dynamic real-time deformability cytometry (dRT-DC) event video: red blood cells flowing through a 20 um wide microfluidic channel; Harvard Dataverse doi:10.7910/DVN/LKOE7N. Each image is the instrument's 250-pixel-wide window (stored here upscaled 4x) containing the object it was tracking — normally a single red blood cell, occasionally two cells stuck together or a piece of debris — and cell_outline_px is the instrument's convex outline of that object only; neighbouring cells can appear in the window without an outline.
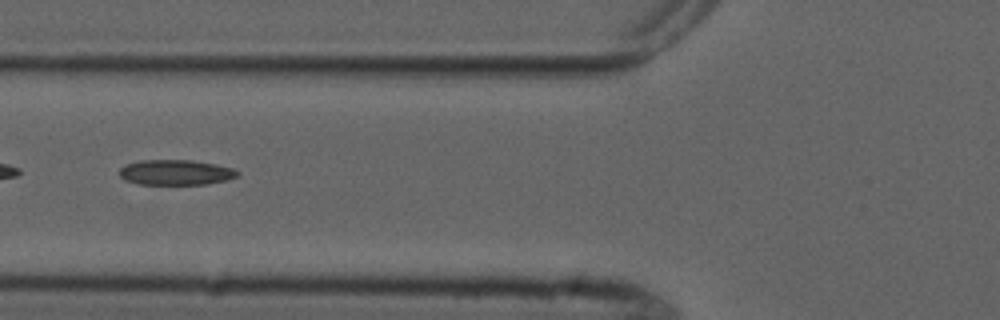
{"species": "common noctule bat (a hibernating species)", "species_latin": "Nyctalus noctula", "temperature_condition": "cold", "stored_images_in_passage": 8, "camera_frame_rate_fps": 3000, "um_per_image_px": 0.085, "animal": {"sex": "male", "forearm_length_mm": 52.5}, "frame": {"image": 1, "passage_image": 5, "time_ms": 4.667, "image_size_px": [1000, 320], "cell_outline_px": [[240, 172], [236, 176], [228, 180], [204, 184], [140, 184], [124, 180], [120, 176], [120, 168], [124, 164], [140, 160], [192, 160], [216, 164], [232, 168]], "centroid_in_image_um": [14.92, 14.64], "position_along_channel_um": 110.9, "area_um2": 17.4}}
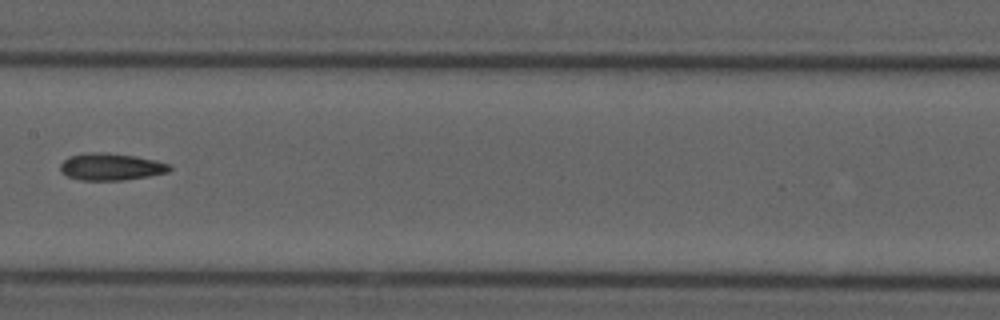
{"frame": {"image": 2, "passage_image": 7, "time_ms": 7.0, "image_size_px": [1000, 320], "cell_outline_px": [[172, 168], [168, 172], [148, 176], [124, 180], [80, 180], [68, 176], [60, 172], [60, 164], [68, 156], [88, 152], [108, 152], [136, 156], [156, 160], [172, 164]], "centroid_in_image_um": [9.44, 14.16], "position_along_channel_um": 198.0, "area_um2": 17.46}}
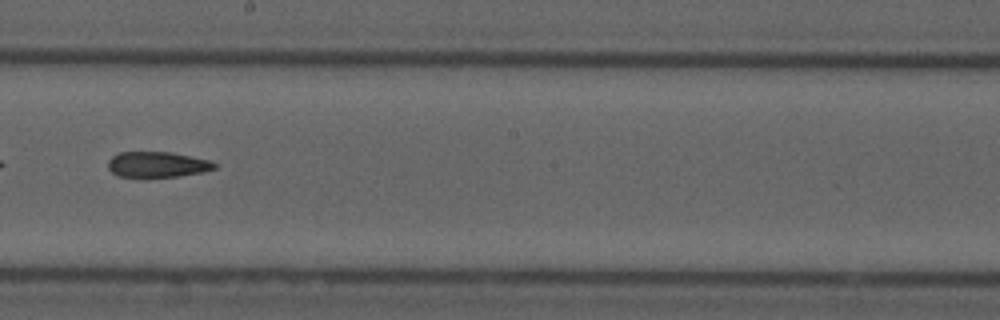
{"frame": {"image": 3, "passage_image": 8, "time_ms": 8.0, "image_size_px": [1000, 320], "cell_outline_px": [[216, 168], [204, 172], [180, 176], [140, 180], [116, 176], [108, 168], [108, 160], [112, 156], [120, 152], [172, 152], [208, 160], [216, 164]], "centroid_in_image_um": [13.31, 14.03], "position_along_channel_um": 234.9, "area_um2": 16.65}}